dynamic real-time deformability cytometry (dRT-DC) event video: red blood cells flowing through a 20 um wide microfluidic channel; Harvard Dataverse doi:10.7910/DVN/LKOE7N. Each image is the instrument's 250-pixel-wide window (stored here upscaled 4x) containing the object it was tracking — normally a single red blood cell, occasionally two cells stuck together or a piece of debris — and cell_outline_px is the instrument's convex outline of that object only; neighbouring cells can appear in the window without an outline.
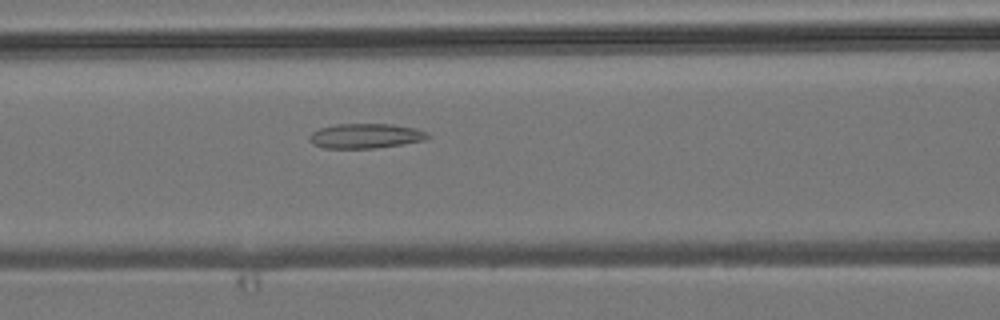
{"species": "common noctule bat (a hibernating species)", "species_latin": "Nyctalus noctula", "temperature_condition": "room temperature", "stored_images_in_passage": 7, "camera_frame_rate_fps": 3000, "um_per_image_px": 0.085, "animal": {"sex": "male", "body_mass_g": 19.2, "forearm_length_mm": 51.8}, "frame": {"image": 1, "passage_image": 7, "time_ms": 7.0, "image_size_px": [1000, 320], "cell_outline_px": [[432, 136], [424, 140], [376, 148], [324, 148], [312, 144], [308, 140], [308, 136], [312, 132], [320, 128], [336, 124], [392, 124], [416, 128], [428, 132]], "centroid_in_image_um": [31.06, 11.55], "position_along_channel_um": 135.5, "area_um2": 17.17}}